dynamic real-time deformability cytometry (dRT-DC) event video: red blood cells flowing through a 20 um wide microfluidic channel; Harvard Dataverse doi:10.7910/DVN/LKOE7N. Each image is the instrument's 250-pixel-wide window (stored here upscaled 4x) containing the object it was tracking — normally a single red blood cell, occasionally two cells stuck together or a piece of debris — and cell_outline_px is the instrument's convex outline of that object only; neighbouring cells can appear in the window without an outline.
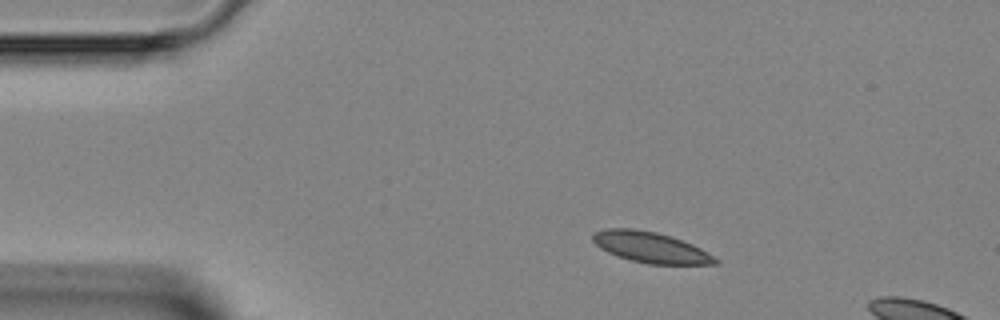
{"species": "Egyptian fruit bat (a non-hibernating species)", "species_latin": "Rousettus aegyptiacus", "temperature_condition": "room temperature", "stored_images_in_passage": 6, "camera_frame_rate_fps": 3000, "um_per_image_px": 0.085, "animal": {"sex": "female"}, "frame": {"image": 1, "passage_image": 1, "time_ms": 0.0, "image_size_px": [1000, 320], "cell_outline_px": [[720, 264], [648, 264], [628, 260], [616, 256], [600, 248], [592, 240], [592, 232], [604, 228], [636, 228], [656, 232], [672, 236], [692, 244], [700, 248], [720, 260]], "centroid_in_image_um": [55.28, 21.02], "position_along_channel_um": 29.7, "area_um2": 22.25}}